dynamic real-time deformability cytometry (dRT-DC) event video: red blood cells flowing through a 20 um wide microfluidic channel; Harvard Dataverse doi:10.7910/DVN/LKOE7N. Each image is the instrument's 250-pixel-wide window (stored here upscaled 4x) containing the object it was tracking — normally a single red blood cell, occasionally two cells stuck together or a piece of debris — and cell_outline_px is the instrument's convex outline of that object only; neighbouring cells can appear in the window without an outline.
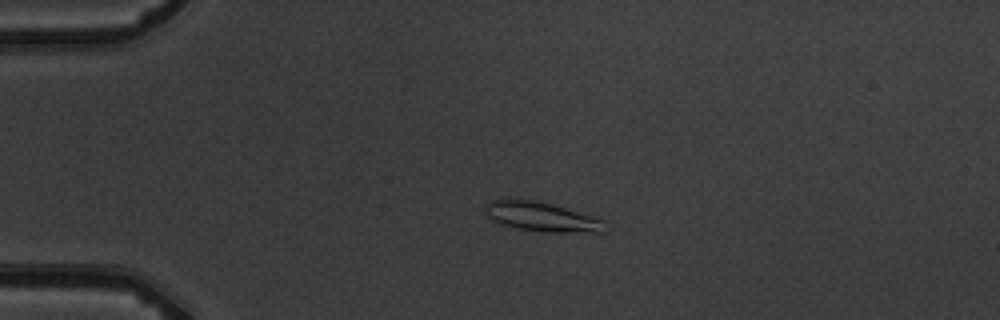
{"species": "common noctule bat (a hibernating species)", "species_latin": "Nyctalus noctula", "temperature_condition": "warm", "stored_images_in_passage": 4, "camera_frame_rate_fps": 3000, "um_per_image_px": 0.085, "animal": {"sex": "male", "body_mass_g": 19.5, "forearm_length_mm": 54.6}, "frame": {"image": 1, "passage_image": 3, "time_ms": 2.333, "image_size_px": [1000, 320], "cell_outline_px": [[612, 228], [604, 232], [544, 232], [516, 228], [492, 220], [484, 212], [484, 204], [492, 200], [504, 196], [508, 196], [532, 200], [552, 204], [596, 216], [604, 220]], "centroid_in_image_um": [46.07, 18.4], "position_along_channel_um": 38.9, "area_um2": 21.39}}